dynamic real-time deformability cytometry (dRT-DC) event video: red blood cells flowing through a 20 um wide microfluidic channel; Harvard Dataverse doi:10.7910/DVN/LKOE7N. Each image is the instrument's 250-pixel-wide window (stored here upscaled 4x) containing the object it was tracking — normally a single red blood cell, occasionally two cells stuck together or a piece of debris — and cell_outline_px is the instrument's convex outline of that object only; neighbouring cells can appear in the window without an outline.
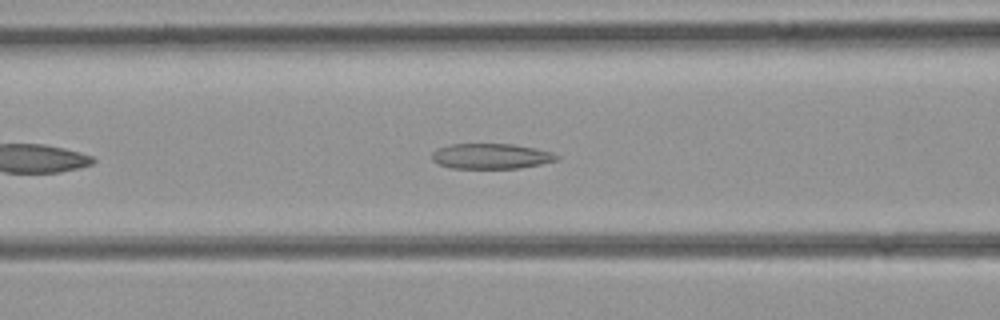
{"species": "common noctule bat (a hibernating species)", "species_latin": "Nyctalus noctula", "temperature_condition": "room temperature", "stored_images_in_passage": 39, "camera_frame_rate_fps": 3000, "um_per_image_px": 0.085, "animal": {"sex": "female", "body_mass_g": 21.9}, "frame": {"image": 1, "passage_image": 10, "time_ms": 3.0, "image_size_px": [1000, 320], "cell_outline_px": [[560, 160], [520, 168], [452, 168], [440, 164], [432, 160], [432, 152], [436, 148], [448, 144], [512, 144], [536, 148], [552, 152], [560, 156]], "centroid_in_image_um": [41.76, 13.27], "position_along_channel_um": 124.8, "area_um2": 18.55}}
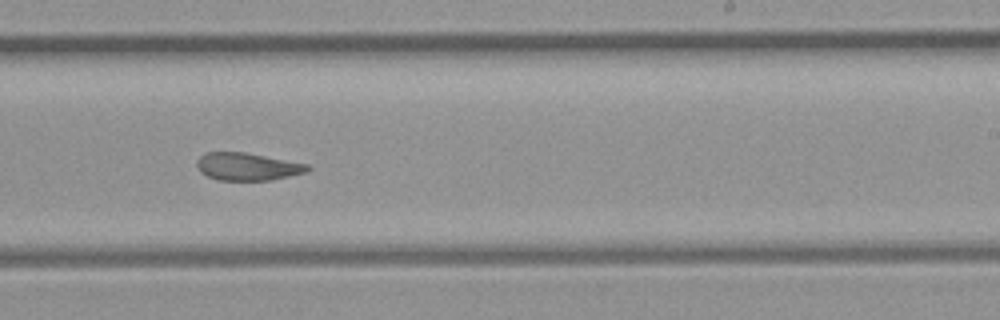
{"frame": {"image": 2, "passage_image": 20, "time_ms": 6.333, "image_size_px": [1000, 320], "cell_outline_px": [[312, 168], [308, 172], [272, 180], [216, 180], [200, 172], [196, 164], [196, 160], [200, 156], [208, 152], [244, 152], [308, 164]], "centroid_in_image_um": [21.04, 14.17], "position_along_channel_um": 268.0, "area_um2": 17.86}}
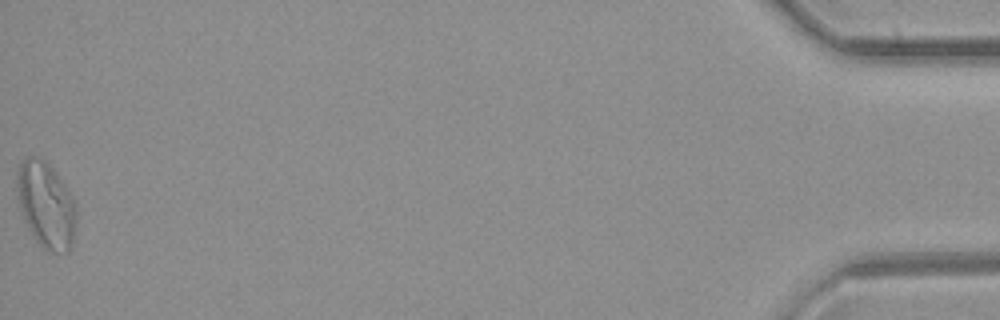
{"frame": {"image": 3, "passage_image": 39, "time_ms": 12.667, "image_size_px": [1000, 320], "cell_outline_px": [[76, 220], [72, 248], [68, 252], [48, 252], [36, 240], [28, 228], [24, 220], [20, 208], [16, 188], [16, 172], [20, 164], [28, 156], [32, 156], [44, 160], [52, 168], [76, 204]], "centroid_in_image_um": [3.9, 17.45], "position_along_channel_um": 431.3, "area_um2": 29.59}}